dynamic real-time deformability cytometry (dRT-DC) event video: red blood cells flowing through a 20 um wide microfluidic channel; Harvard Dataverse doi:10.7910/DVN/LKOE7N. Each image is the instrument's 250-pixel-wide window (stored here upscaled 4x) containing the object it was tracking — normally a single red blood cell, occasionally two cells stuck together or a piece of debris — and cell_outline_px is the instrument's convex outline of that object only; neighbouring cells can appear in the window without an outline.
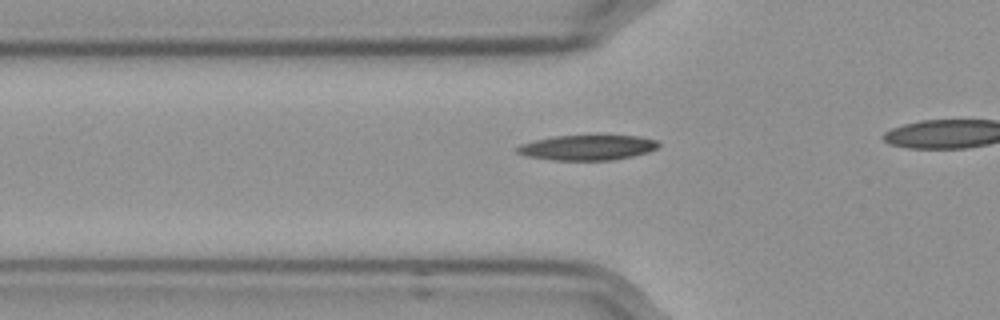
{"species": "Egyptian fruit bat (a non-hibernating species)", "species_latin": "Rousettus aegyptiacus", "temperature_condition": "cold", "stored_images_in_passage": 21, "camera_frame_rate_fps": 3000, "um_per_image_px": 0.085, "frame": {"image": 1, "passage_image": 15, "time_ms": 4.667, "image_size_px": [1000, 320], "cell_outline_px": [[660, 144], [656, 148], [648, 152], [632, 156], [612, 160], [552, 160], [528, 156], [516, 152], [516, 148], [520, 144], [536, 140], [556, 136], [636, 136], [656, 140]], "centroid_in_image_um": [49.92, 12.55], "position_along_channel_um": 75.9, "area_um2": 20.4}}